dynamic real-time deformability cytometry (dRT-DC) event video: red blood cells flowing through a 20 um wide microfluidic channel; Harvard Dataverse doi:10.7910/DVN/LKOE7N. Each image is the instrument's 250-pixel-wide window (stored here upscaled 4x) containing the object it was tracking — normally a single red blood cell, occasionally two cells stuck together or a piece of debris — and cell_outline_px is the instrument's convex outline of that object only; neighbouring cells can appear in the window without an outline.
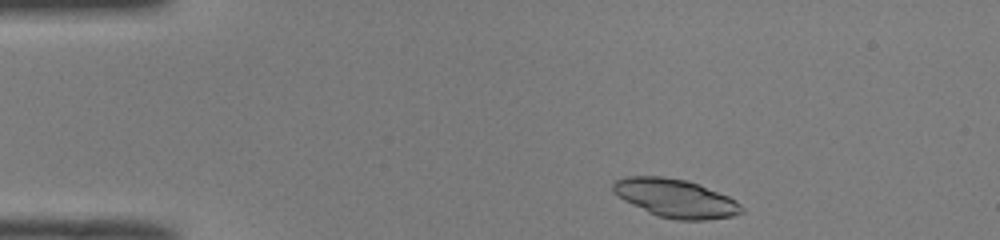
{"species": "common noctule bat (a hibernating species)", "species_latin": "Nyctalus noctula", "temperature_condition": "room temperature", "stored_images_in_passage": 44, "camera_frame_rate_fps": 3000, "um_per_image_px": 0.085, "animal": {"sex": "male", "body_mass_g": 19.0, "forearm_length_mm": 50.8}, "frame": {"image": 1, "passage_image": 2, "time_ms": 0.333, "image_size_px": [1000, 240], "cell_outline_px": [[744, 212], [732, 216], [704, 220], [676, 220], [660, 216], [648, 212], [624, 200], [612, 192], [612, 184], [616, 180], [624, 176], [660, 176], [684, 180], [700, 184], [728, 196], [736, 200], [744, 208]], "centroid_in_image_um": [57.42, 16.85], "position_along_channel_um": 27.6, "area_um2": 28.73}}